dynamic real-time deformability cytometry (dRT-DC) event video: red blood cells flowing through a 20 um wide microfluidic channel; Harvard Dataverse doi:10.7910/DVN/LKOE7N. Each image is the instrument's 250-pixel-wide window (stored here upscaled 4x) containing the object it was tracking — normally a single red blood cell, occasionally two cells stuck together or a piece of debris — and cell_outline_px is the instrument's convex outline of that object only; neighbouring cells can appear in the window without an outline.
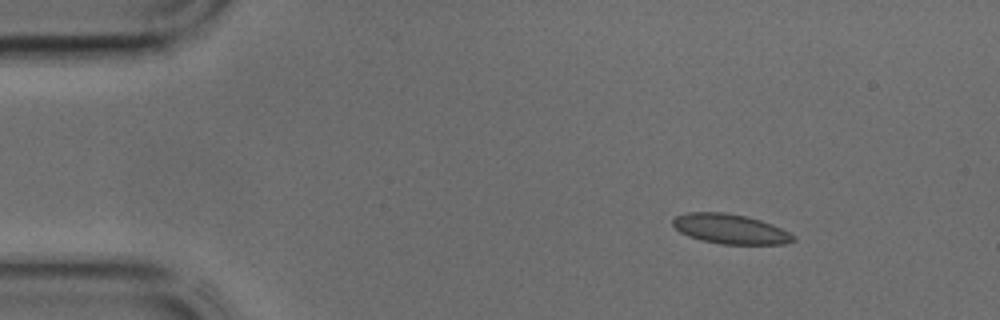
{"species": "common noctule bat (a hibernating species)", "species_latin": "Nyctalus noctula", "temperature_condition": "cold", "stored_images_in_passage": 8, "camera_frame_rate_fps": 3000, "um_per_image_px": 0.085, "animal": {"sex": "male", "body_mass_g": 17.9, "forearm_length_mm": 54.2}, "frame": {"image": 1, "passage_image": 1, "time_ms": 0.0, "image_size_px": [1000, 320], "cell_outline_px": [[796, 240], [784, 244], [720, 244], [700, 240], [688, 236], [680, 232], [672, 224], [672, 220], [676, 216], [688, 212], [724, 212], [744, 216], [760, 220], [772, 224], [796, 236]], "centroid_in_image_um": [62.06, 19.47], "position_along_channel_um": 22.9, "area_um2": 20.87}}